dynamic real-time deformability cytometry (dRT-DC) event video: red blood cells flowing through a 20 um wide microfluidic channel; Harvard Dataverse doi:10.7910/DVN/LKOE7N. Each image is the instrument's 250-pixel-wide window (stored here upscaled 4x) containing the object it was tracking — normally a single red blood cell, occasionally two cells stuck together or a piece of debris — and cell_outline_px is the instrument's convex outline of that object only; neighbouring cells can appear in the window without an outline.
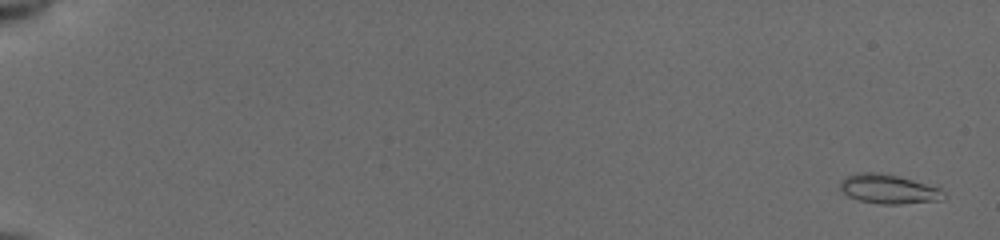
{"species": "common noctule bat (a hibernating species)", "species_latin": "Nyctalus noctula", "temperature_condition": "cold", "stored_images_in_passage": 55, "camera_frame_rate_fps": 3000, "um_per_image_px": 0.085, "animal": {"sex": "female", "body_mass_g": 19.5, "forearm_length_mm": 54.1}, "frame": {"image": 1, "passage_image": 2, "time_ms": 0.333, "image_size_px": [1000, 240], "cell_outline_px": [[948, 196], [944, 200], [900, 204], [880, 204], [860, 200], [848, 196], [840, 188], [840, 180], [856, 172], [876, 172], [940, 184]], "centroid_in_image_um": [75.69, 16.06], "position_along_channel_um": 9.3, "area_um2": 18.38}}
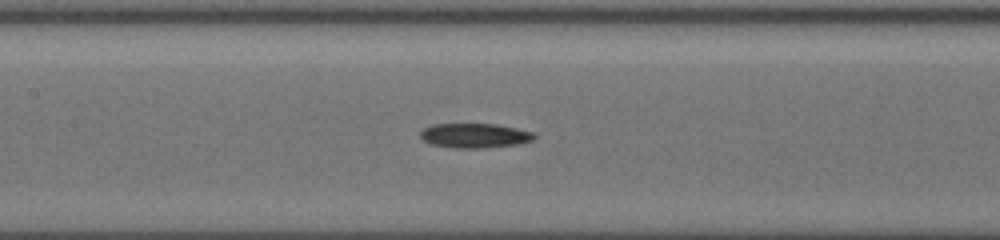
{"frame": {"image": 2, "passage_image": 29, "time_ms": 9.333, "image_size_px": [1000, 240], "cell_outline_px": [[536, 140], [516, 144], [484, 148], [452, 148], [432, 144], [424, 140], [420, 136], [420, 132], [424, 128], [432, 124], [496, 124], [536, 132]], "centroid_in_image_um": [40.39, 11.52], "position_along_channel_um": 167.0, "area_um2": 16.42}}
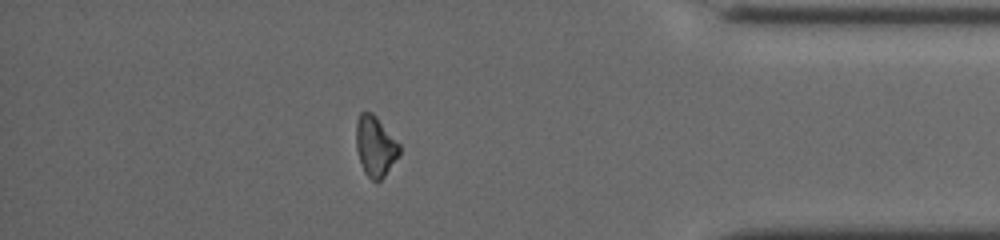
{"frame": {"image": 3, "passage_image": 49, "time_ms": 16.0, "image_size_px": [1000, 240], "cell_outline_px": [[400, 152], [384, 176], [376, 184], [364, 172], [356, 148], [356, 120], [360, 112], [372, 112], [376, 116], [400, 144]], "centroid_in_image_um": [31.88, 12.42], "position_along_channel_um": 403.3, "area_um2": 15.14}, "authors_computed_cell_mechanics": {"area_um2": 16.4152, "velocity_mm_per_s": 3.9326, "shape_relaxation_time_tau1_ms": 5.4044, "shape_relaxation_time_tau2_ms": null, "deformation_change_tau1": 0.1289, "deformation_change_tau2": null}}